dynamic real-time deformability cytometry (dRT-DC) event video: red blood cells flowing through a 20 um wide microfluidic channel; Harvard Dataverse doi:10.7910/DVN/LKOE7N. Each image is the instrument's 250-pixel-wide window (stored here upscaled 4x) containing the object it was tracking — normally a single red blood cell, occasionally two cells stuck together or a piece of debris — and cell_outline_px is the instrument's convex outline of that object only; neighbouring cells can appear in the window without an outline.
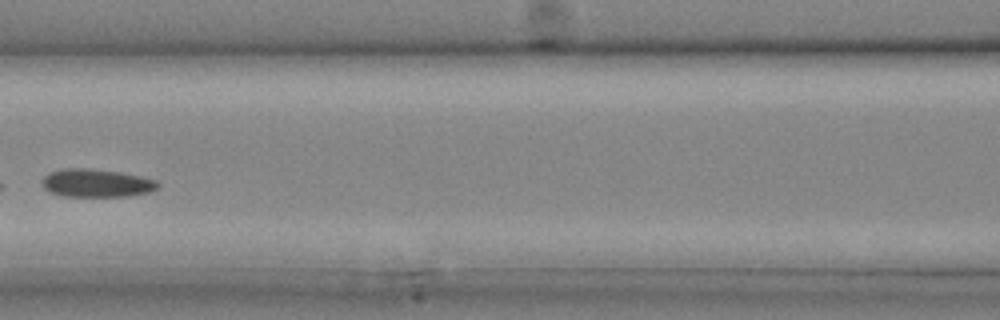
{"species": "common noctule bat (a hibernating species)", "species_latin": "Nyctalus noctula", "temperature_condition": "cold", "stored_images_in_passage": 23, "camera_frame_rate_fps": 3000, "um_per_image_px": 0.085, "animal": {"sex": "male", "body_mass_g": 20.4}, "frame": {"image": 1, "passage_image": 10, "time_ms": 3.0, "image_size_px": [1000, 320], "cell_outline_px": [[160, 184], [156, 188], [148, 192], [124, 196], [64, 196], [52, 192], [44, 188], [44, 176], [48, 172], [64, 168], [92, 168], [120, 172], [140, 176], [156, 180]], "centroid_in_image_um": [8.2, 15.54], "position_along_channel_um": 158.4, "area_um2": 18.73}}